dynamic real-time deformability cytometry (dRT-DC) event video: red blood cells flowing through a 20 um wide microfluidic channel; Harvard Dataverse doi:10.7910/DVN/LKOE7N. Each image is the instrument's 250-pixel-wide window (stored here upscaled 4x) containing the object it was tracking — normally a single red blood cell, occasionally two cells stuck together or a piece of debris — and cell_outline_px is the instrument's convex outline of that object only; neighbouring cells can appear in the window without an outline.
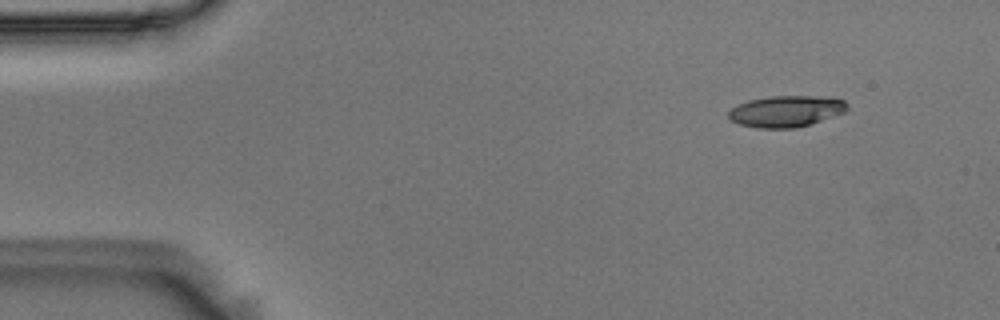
{"species": "Egyptian fruit bat (a non-hibernating species)", "species_latin": "Rousettus aegyptiacus", "temperature_condition": "room temperature", "stored_images_in_passage": 4, "camera_frame_rate_fps": 3000, "um_per_image_px": 0.085, "animal": {"sex": "male"}, "frame": {"image": 1, "passage_image": 1, "time_ms": 0.0, "image_size_px": [1000, 320], "cell_outline_px": [[848, 108], [844, 112], [808, 124], [792, 128], [756, 128], [740, 124], [732, 120], [728, 116], [728, 112], [736, 104], [748, 100], [772, 96], [832, 96], [844, 100], [848, 104]], "centroid_in_image_um": [66.82, 9.43], "position_along_channel_um": 18.2, "area_um2": 21.62}}
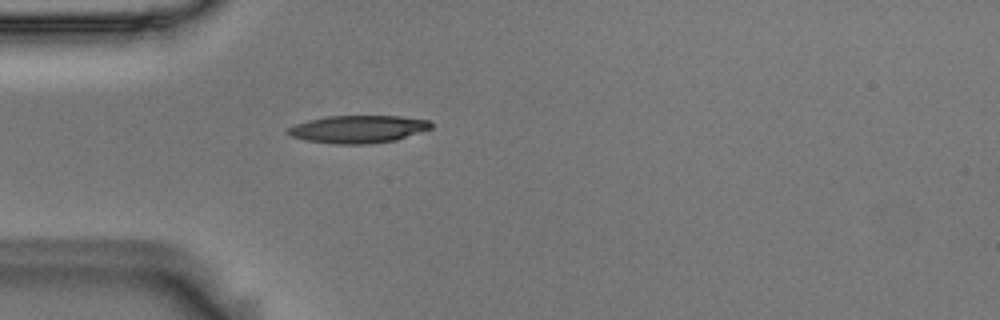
{"frame": {"image": 2, "passage_image": 4, "time_ms": 1.0, "image_size_px": [1000, 320], "cell_outline_px": [[432, 128], [396, 140], [364, 144], [336, 144], [304, 140], [292, 136], [284, 132], [288, 128], [296, 124], [308, 120], [328, 116], [400, 116], [432, 120]], "centroid_in_image_um": [30.45, 10.97], "position_along_channel_um": 54.6, "area_um2": 23.06}}